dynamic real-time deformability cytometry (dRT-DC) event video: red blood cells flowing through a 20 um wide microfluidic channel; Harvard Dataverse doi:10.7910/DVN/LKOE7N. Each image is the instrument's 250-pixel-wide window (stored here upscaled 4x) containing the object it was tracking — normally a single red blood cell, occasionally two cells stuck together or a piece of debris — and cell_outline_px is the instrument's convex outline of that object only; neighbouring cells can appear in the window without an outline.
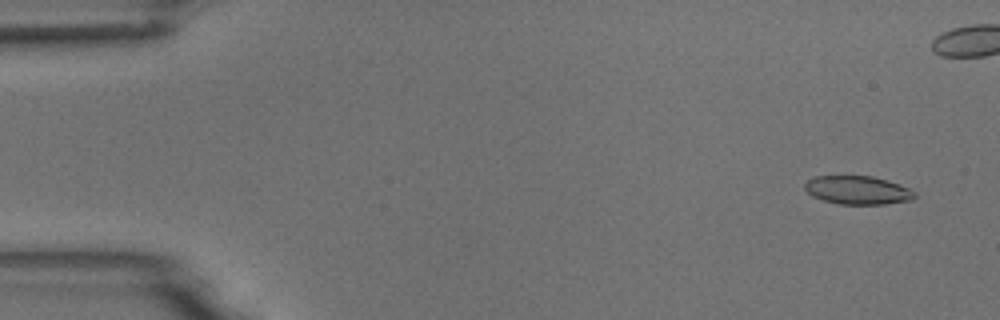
{"species": "common noctule bat (a hibernating species)", "species_latin": "Nyctalus noctula", "temperature_condition": "room temperature", "stored_images_in_passage": 8, "camera_frame_rate_fps": 3000, "um_per_image_px": 0.085, "animal": {"sex": "male", "body_mass_g": 18.8}, "frame": {"image": 1, "passage_image": 1, "time_ms": 0.0, "image_size_px": [1000, 320], "cell_outline_px": [[916, 196], [912, 200], [884, 204], [840, 204], [824, 200], [812, 196], [804, 188], [804, 184], [812, 176], [872, 176], [888, 180], [908, 188], [916, 192]], "centroid_in_image_um": [72.9, 16.16], "position_along_channel_um": 12.1, "area_um2": 18.21}}